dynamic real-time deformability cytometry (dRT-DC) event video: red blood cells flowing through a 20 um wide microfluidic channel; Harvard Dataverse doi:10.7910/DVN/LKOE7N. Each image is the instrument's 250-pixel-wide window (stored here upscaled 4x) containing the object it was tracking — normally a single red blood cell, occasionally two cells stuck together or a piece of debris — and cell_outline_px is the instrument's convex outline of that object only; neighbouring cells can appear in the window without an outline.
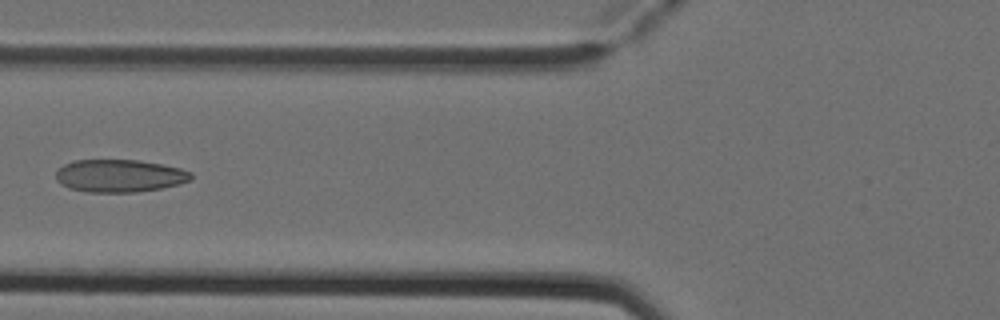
{"species": "Egyptian fruit bat (a non-hibernating species)", "species_latin": "Rousettus aegyptiacus", "temperature_condition": "cold", "stored_images_in_passage": 6, "camera_frame_rate_fps": 3000, "um_per_image_px": 0.085, "animal": {"sex": "female"}, "frame": {"image": 1, "passage_image": 6, "time_ms": 1.667, "image_size_px": [1000, 320], "cell_outline_px": [[192, 180], [180, 184], [160, 188], [136, 192], [88, 192], [68, 188], [60, 184], [56, 180], [56, 172], [64, 164], [76, 160], [136, 160], [160, 164], [180, 168], [192, 172]], "centroid_in_image_um": [10.16, 14.95], "position_along_channel_um": 115.6, "area_um2": 25.72}}